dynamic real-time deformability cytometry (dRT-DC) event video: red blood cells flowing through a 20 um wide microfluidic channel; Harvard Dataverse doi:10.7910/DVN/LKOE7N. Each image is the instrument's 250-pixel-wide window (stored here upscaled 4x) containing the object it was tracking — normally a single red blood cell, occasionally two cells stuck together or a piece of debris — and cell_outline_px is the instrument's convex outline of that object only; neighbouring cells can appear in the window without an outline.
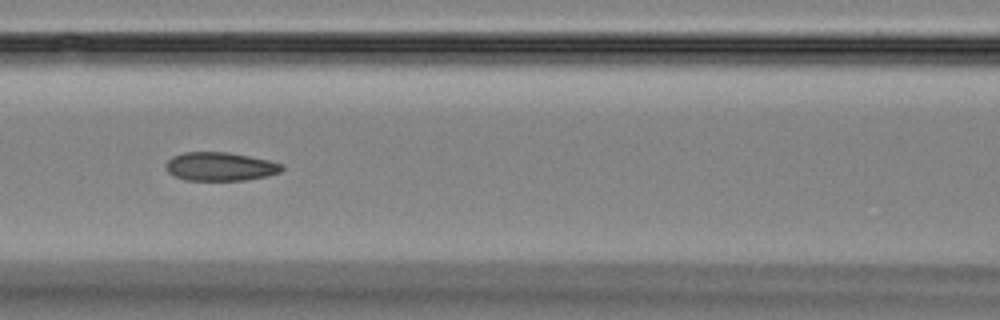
{"species": "Egyptian fruit bat (a non-hibernating species)", "species_latin": "Rousettus aegyptiacus", "temperature_condition": "room temperature", "stored_images_in_passage": 8, "camera_frame_rate_fps": 3000, "um_per_image_px": 0.085, "animal": {"sex": "female"}, "frame": {"image": 1, "passage_image": 5, "time_ms": 4.333, "image_size_px": [1000, 320], "cell_outline_px": [[284, 168], [280, 172], [264, 176], [244, 180], [184, 180], [172, 176], [164, 168], [164, 164], [172, 156], [184, 152], [228, 152], [268, 160], [284, 164]], "centroid_in_image_um": [18.66, 14.15], "position_along_channel_um": 147.9, "area_um2": 19.42}}
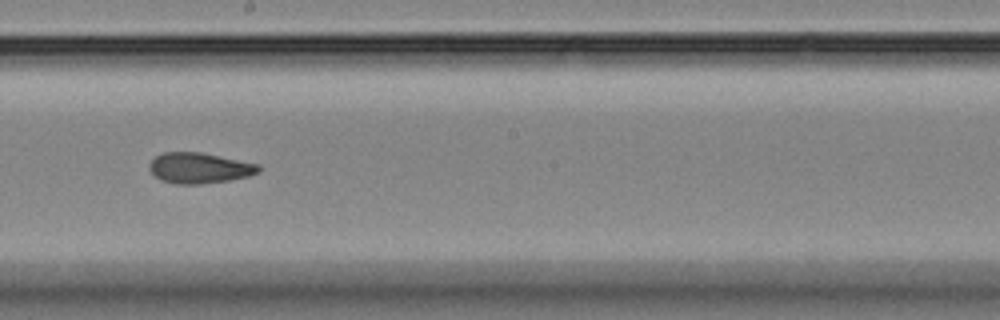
{"frame": {"image": 2, "passage_image": 7, "time_ms": 6.667, "image_size_px": [1000, 320], "cell_outline_px": [[260, 172], [248, 176], [228, 180], [200, 184], [176, 184], [160, 180], [148, 168], [148, 164], [156, 156], [164, 152], [200, 152], [260, 164]], "centroid_in_image_um": [16.94, 14.28], "position_along_channel_um": 231.3, "area_um2": 19.48}}
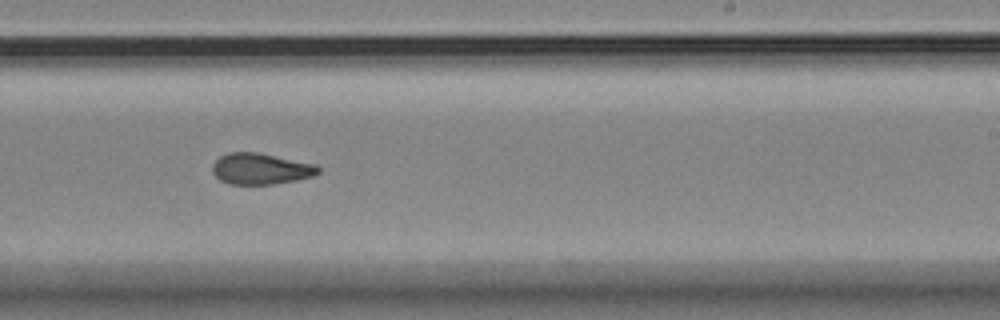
{"frame": {"image": 3, "passage_image": 8, "time_ms": 7.667, "image_size_px": [1000, 320], "cell_outline_px": [[320, 172], [312, 176], [296, 180], [272, 184], [228, 184], [220, 180], [212, 172], [212, 164], [220, 156], [228, 152], [256, 152], [316, 164], [320, 168]], "centroid_in_image_um": [22.14, 14.34], "position_along_channel_um": 266.9, "area_um2": 19.19}}